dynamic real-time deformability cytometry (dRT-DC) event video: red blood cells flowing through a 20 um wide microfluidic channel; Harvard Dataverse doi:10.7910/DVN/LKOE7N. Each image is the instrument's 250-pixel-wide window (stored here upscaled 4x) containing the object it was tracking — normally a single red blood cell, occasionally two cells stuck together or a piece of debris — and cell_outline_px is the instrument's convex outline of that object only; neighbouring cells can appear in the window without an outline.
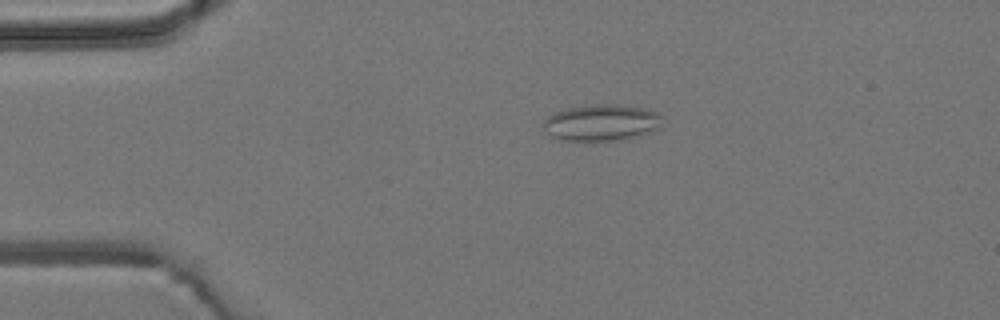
{"species": "common noctule bat (a hibernating species)", "species_latin": "Nyctalus noctula", "temperature_condition": "room temperature", "stored_images_in_passage": 2, "camera_frame_rate_fps": 3000, "um_per_image_px": 0.085, "animal": {"sex": "male", "body_mass_g": 19.2, "forearm_length_mm": 51.8}, "frame": {"image": 1, "passage_image": 1, "time_ms": 0.0, "image_size_px": [1000, 320], "cell_outline_px": [[664, 116], [660, 128], [632, 136], [616, 140], [560, 140], [552, 136], [540, 124], [548, 116], [556, 112], [568, 108], [596, 104], [616, 104], [644, 108], [656, 112]], "centroid_in_image_um": [51.12, 10.4], "position_along_channel_um": 33.9, "area_um2": 24.97}}